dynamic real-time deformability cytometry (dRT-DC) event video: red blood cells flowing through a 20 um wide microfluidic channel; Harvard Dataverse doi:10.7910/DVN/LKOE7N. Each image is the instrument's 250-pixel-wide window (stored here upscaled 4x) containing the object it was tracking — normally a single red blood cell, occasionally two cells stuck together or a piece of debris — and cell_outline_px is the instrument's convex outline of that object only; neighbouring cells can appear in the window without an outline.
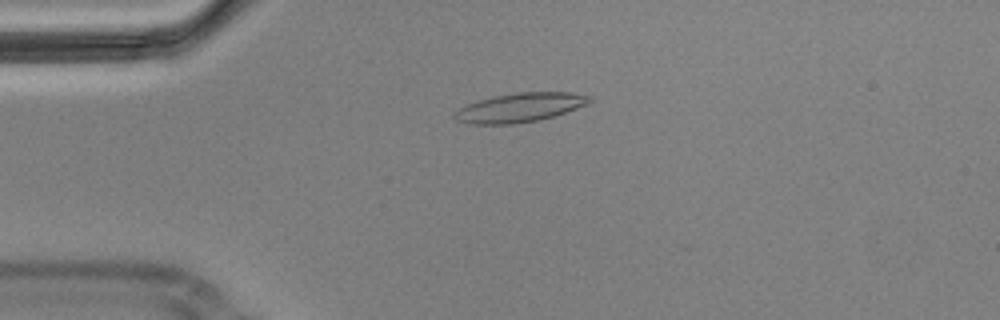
{"species": "Egyptian fruit bat (a non-hibernating species)", "species_latin": "Rousettus aegyptiacus", "temperature_condition": "cold", "stored_images_in_passage": 5, "camera_frame_rate_fps": 3000, "um_per_image_px": 0.085, "animal": {"sex": "male"}, "frame": {"image": 1, "passage_image": 4, "time_ms": 1.0, "image_size_px": [1000, 320], "cell_outline_px": [[592, 100], [588, 104], [552, 116], [536, 120], [512, 124], [472, 124], [456, 120], [452, 116], [452, 112], [468, 104], [480, 100], [496, 96], [516, 92], [572, 92], [592, 96]], "centroid_in_image_um": [44.18, 9.13], "position_along_channel_um": 40.8, "area_um2": 22.66}}